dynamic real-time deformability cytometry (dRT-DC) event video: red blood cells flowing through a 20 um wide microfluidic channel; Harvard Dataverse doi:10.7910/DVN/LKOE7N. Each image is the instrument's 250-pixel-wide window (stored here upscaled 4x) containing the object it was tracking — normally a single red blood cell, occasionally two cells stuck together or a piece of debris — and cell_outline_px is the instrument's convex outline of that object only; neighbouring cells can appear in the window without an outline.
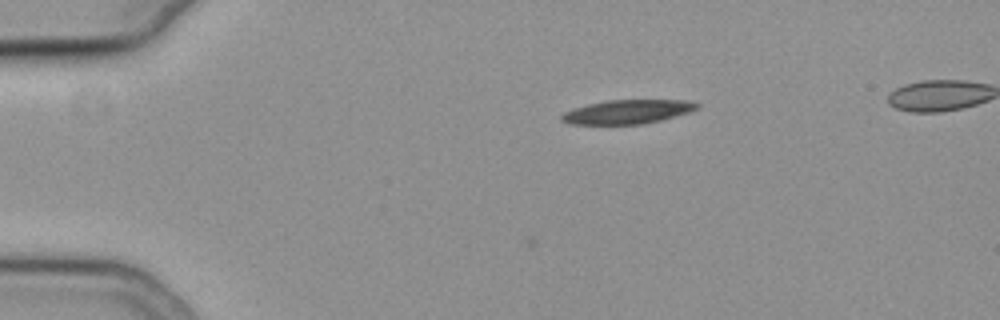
{"species": "common noctule bat (a hibernating species)", "species_latin": "Nyctalus noctula", "temperature_condition": "cold", "stored_images_in_passage": 5, "camera_frame_rate_fps": 3000, "um_per_image_px": 0.085, "animal": {"sex": "female", "body_mass_g": 19.3, "forearm_length_mm": 54.1}, "frame": {"image": 1, "passage_image": 1, "time_ms": 0.0, "image_size_px": [1000, 320], "cell_outline_px": [[700, 104], [696, 108], [688, 112], [660, 120], [644, 124], [568, 124], [560, 120], [560, 116], [564, 112], [572, 108], [588, 104], [608, 100], [684, 100]], "centroid_in_image_um": [53.26, 9.5], "position_along_channel_um": 31.7, "area_um2": 18.79}}